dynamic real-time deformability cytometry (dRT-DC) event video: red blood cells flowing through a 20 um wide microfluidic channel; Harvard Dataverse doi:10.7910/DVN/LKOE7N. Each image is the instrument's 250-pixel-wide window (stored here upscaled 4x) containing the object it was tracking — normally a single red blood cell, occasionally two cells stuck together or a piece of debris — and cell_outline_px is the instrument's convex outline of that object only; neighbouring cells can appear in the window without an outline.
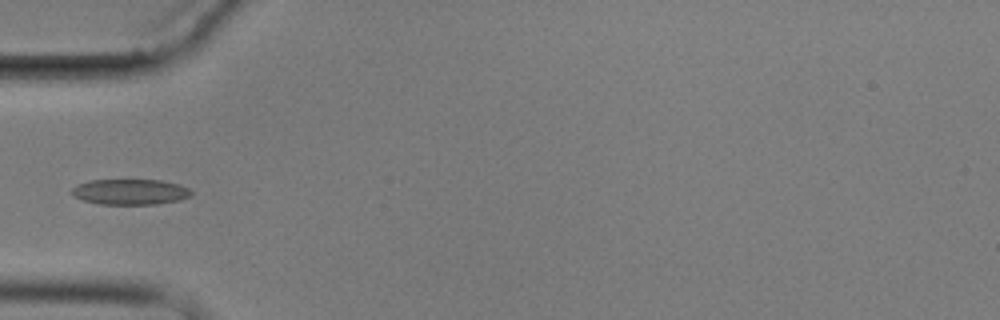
{"species": "common noctule bat (a hibernating species)", "species_latin": "Nyctalus noctula", "temperature_condition": "cold", "stored_images_in_passage": 5, "camera_frame_rate_fps": 3000, "um_per_image_px": 0.085, "animal": {"sex": "male", "body_mass_g": 17.9}, "frame": {"image": 1, "passage_image": 5, "time_ms": 4.667, "image_size_px": [1000, 320], "cell_outline_px": [[192, 196], [180, 200], [156, 204], [100, 204], [84, 200], [72, 196], [72, 188], [76, 184], [88, 180], [160, 180], [180, 184], [188, 188], [192, 192]], "centroid_in_image_um": [11.07, 16.3], "position_along_channel_um": 73.9, "area_um2": 17.92}}